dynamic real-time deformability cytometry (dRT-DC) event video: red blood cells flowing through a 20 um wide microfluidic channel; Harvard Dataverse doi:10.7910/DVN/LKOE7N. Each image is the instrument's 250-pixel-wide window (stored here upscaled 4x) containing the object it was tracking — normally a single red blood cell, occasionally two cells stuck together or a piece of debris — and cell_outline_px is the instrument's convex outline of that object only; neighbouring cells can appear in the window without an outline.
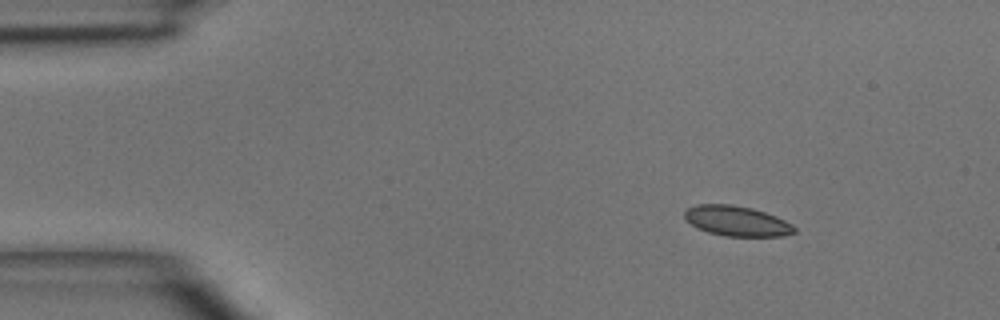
{"species": "common noctule bat (a hibernating species)", "species_latin": "Nyctalus noctula", "temperature_condition": "room temperature", "stored_images_in_passage": 3, "camera_frame_rate_fps": 3000, "um_per_image_px": 0.085, "animal": {"sex": "male", "body_mass_g": 15.6}, "frame": {"image": 1, "passage_image": 1, "time_ms": 0.0, "image_size_px": [1000, 320], "cell_outline_px": [[796, 232], [784, 236], [728, 236], [708, 232], [696, 228], [684, 216], [684, 212], [688, 208], [696, 204], [732, 204], [752, 208], [776, 216], [792, 224], [796, 228]], "centroid_in_image_um": [62.64, 18.78], "position_along_channel_um": 22.4, "area_um2": 19.25}}